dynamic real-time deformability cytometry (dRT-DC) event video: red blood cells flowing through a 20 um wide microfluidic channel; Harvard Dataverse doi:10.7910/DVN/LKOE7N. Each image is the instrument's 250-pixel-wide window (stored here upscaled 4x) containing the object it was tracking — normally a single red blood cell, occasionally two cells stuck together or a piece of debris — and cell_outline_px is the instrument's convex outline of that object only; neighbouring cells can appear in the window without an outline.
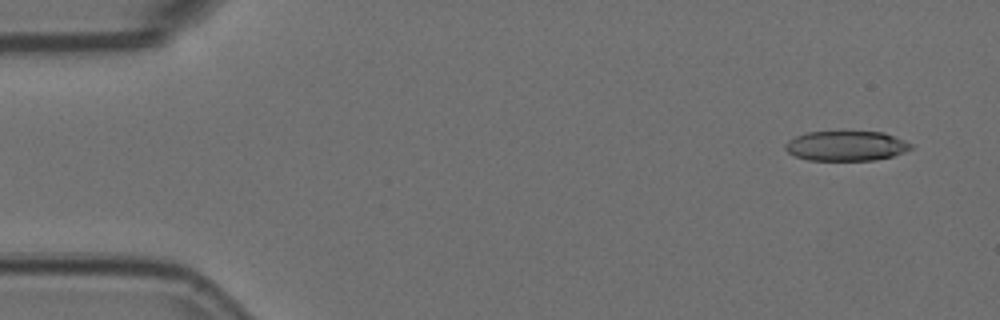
{"species": "Egyptian fruit bat (a non-hibernating species)", "species_latin": "Rousettus aegyptiacus", "temperature_condition": "room temperature", "stored_images_in_passage": 52, "camera_frame_rate_fps": 3000, "um_per_image_px": 0.085, "animal": {"sex": "female"}, "frame": {"image": 1, "passage_image": 1, "time_ms": 0.0, "image_size_px": [1000, 320], "cell_outline_px": [[912, 148], [904, 152], [892, 156], [872, 160], [808, 160], [796, 156], [788, 152], [784, 148], [784, 144], [788, 140], [796, 136], [808, 132], [884, 132], [904, 140], [912, 144]], "centroid_in_image_um": [71.91, 12.4], "position_along_channel_um": 13.1, "area_um2": 21.73}}
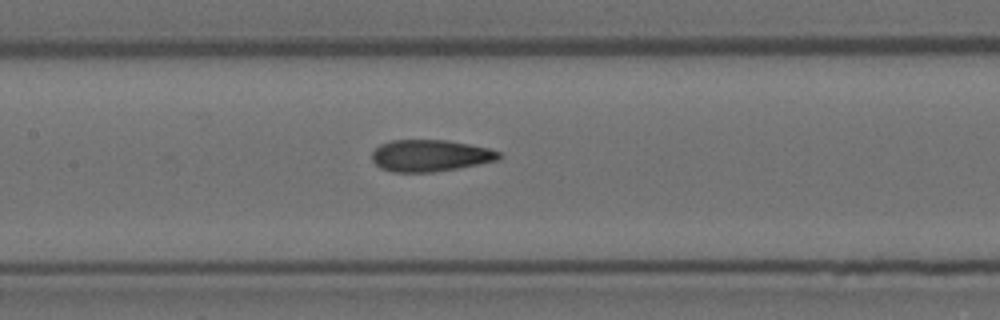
{"frame": {"image": 2, "passage_image": 23, "time_ms": 7.333, "image_size_px": [1000, 320], "cell_outline_px": [[500, 160], [456, 168], [432, 172], [392, 172], [380, 168], [372, 160], [372, 152], [380, 144], [392, 140], [444, 140], [468, 144], [488, 148], [500, 152]], "centroid_in_image_um": [36.54, 13.23], "position_along_channel_um": 170.9, "area_um2": 23.35}}
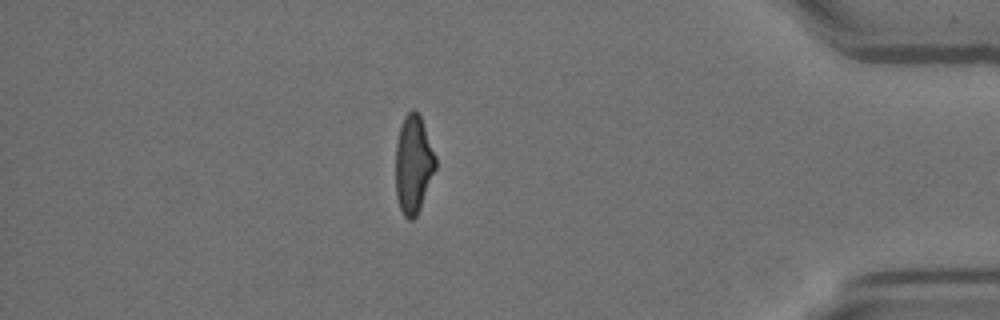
{"frame": {"image": 3, "passage_image": 45, "time_ms": 14.667, "image_size_px": [1000, 320], "cell_outline_px": [[436, 168], [420, 208], [416, 216], [412, 220], [408, 220], [404, 216], [400, 208], [396, 196], [396, 144], [400, 128], [404, 116], [412, 108], [416, 108], [420, 116], [436, 156]], "centroid_in_image_um": [35.14, 13.96], "position_along_channel_um": 400.1, "area_um2": 22.77}, "authors_computed_cell_mechanics": {"area_um2": 23.4379, "velocity_mm_per_s": 3.6873, "shape_relaxation_time_tau1_ms": 7.5341, "shape_relaxation_time_tau2_ms": 1.947, "deformation_change_tau1": 0.2112, "deformation_change_tau2": 0.1088}}